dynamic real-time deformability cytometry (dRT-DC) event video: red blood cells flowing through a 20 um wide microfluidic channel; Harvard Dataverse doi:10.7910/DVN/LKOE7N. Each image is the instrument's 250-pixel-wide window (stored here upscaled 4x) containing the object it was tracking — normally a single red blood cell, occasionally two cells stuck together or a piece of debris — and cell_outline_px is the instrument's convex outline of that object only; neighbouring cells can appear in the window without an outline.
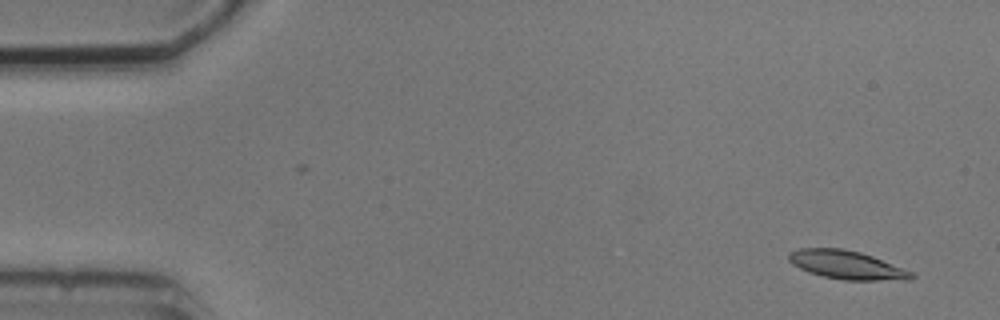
{"species": "common noctule bat (a hibernating species)", "species_latin": "Nyctalus noctula", "temperature_condition": "cold", "stored_images_in_passage": 6, "camera_frame_rate_fps": 3000, "um_per_image_px": 0.085, "animal": {"sex": "male", "body_mass_g": 20.5, "forearm_length_mm": 52.5}, "frame": {"image": 1, "passage_image": 1, "time_ms": 0.0, "image_size_px": [1000, 320], "cell_outline_px": [[916, 276], [912, 280], [844, 280], [824, 276], [808, 272], [792, 264], [788, 260], [788, 252], [800, 248], [844, 248], [860, 252], [872, 256], [912, 272]], "centroid_in_image_um": [71.96, 22.51], "position_along_channel_um": 13.0, "area_um2": 20.35}}
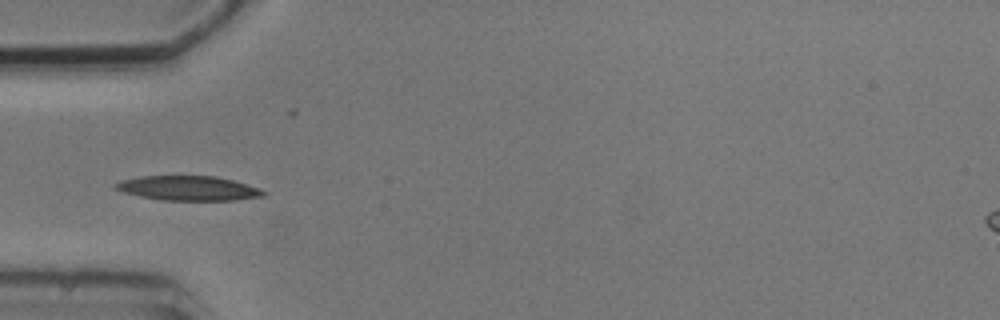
{"frame": {"image": 2, "passage_image": 5, "time_ms": 4.667, "image_size_px": [1000, 320], "cell_outline_px": [[268, 192], [264, 196], [236, 200], [160, 200], [140, 196], [124, 192], [112, 188], [112, 184], [120, 180], [140, 176], [216, 176], [232, 180], [260, 188]], "centroid_in_image_um": [15.98, 16.0], "position_along_channel_um": 69.0, "area_um2": 21.33}}
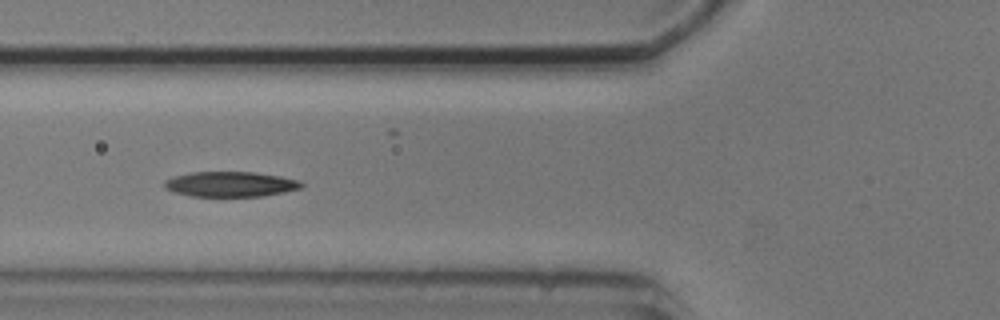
{"frame": {"image": 3, "passage_image": 6, "time_ms": 5.667, "image_size_px": [1000, 320], "cell_outline_px": [[304, 184], [300, 188], [284, 192], [260, 196], [192, 196], [176, 192], [164, 188], [164, 180], [172, 176], [192, 172], [256, 172], [280, 176], [300, 180]], "centroid_in_image_um": [19.58, 15.64], "position_along_channel_um": 106.2, "area_um2": 20.06}}